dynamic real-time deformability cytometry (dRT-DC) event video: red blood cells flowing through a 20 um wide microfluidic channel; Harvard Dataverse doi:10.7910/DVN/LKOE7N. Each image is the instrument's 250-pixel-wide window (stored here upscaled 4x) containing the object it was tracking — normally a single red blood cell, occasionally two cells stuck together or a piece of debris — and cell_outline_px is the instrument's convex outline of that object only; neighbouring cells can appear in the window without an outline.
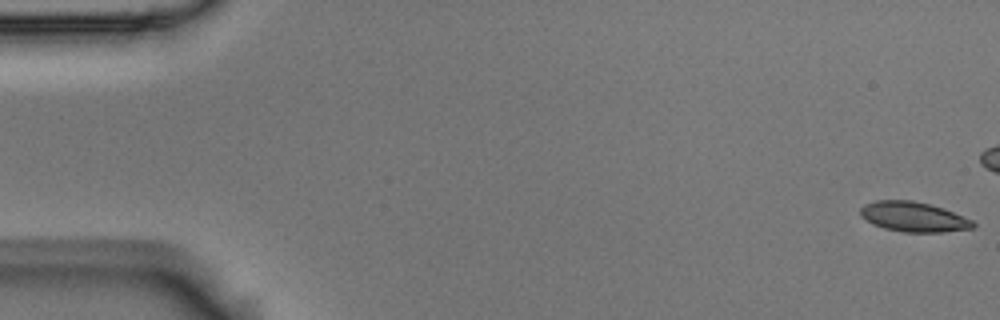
{"species": "Egyptian fruit bat (a non-hibernating species)", "species_latin": "Rousettus aegyptiacus", "temperature_condition": "room temperature", "stored_images_in_passage": 7, "camera_frame_rate_fps": 3000, "um_per_image_px": 0.085, "animal": {"sex": "male"}, "frame": {"image": 1, "passage_image": 1, "time_ms": 0.0, "image_size_px": [1000, 320], "cell_outline_px": [[976, 224], [972, 228], [940, 232], [904, 232], [884, 228], [860, 216], [860, 208], [864, 204], [876, 200], [912, 200], [944, 208], [972, 220]], "centroid_in_image_um": [77.64, 18.42], "position_along_channel_um": 7.4, "area_um2": 19.42}}